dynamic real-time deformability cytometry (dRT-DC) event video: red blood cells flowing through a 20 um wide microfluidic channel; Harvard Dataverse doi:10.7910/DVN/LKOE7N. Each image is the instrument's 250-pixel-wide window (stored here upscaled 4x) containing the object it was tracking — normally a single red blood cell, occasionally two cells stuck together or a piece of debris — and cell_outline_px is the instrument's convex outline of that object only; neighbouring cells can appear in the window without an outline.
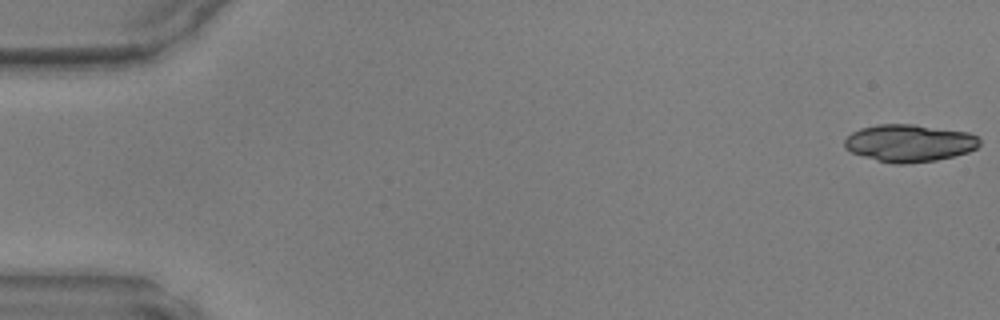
{"species": "common noctule bat (a hibernating species)", "species_latin": "Nyctalus noctula", "temperature_condition": "warm", "stored_images_in_passage": 12, "camera_frame_rate_fps": 3000, "um_per_image_px": 0.085, "animal": {"sex": "male", "body_mass_g": 17.9, "forearm_length_mm": 54.2}, "frame": {"image": 1, "passage_image": 1, "time_ms": 0.0, "image_size_px": [1000, 320], "cell_outline_px": [[980, 144], [976, 148], [968, 152], [936, 160], [904, 164], [892, 164], [876, 160], [852, 152], [844, 148], [844, 140], [852, 132], [860, 128], [880, 124], [912, 124], [968, 132], [976, 136], [980, 140]], "centroid_in_image_um": [77.28, 12.16], "position_along_channel_um": 7.7, "area_um2": 29.3}}